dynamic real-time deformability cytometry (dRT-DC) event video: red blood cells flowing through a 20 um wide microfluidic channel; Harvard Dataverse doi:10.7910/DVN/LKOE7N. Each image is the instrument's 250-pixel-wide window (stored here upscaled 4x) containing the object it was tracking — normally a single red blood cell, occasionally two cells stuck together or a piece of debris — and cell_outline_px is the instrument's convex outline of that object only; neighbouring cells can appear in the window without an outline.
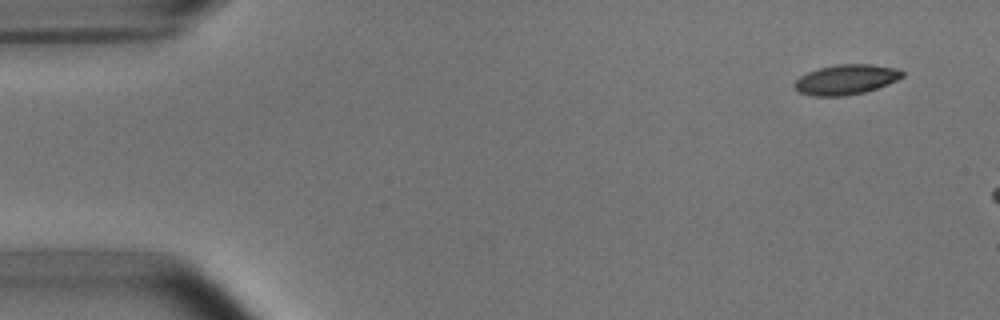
{"species": "common noctule bat (a hibernating species)", "species_latin": "Nyctalus noctula", "temperature_condition": "room temperature", "stored_images_in_passage": 3, "camera_frame_rate_fps": 3000, "um_per_image_px": 0.085, "animal": {"sex": "male", "body_mass_g": 15.6}, "frame": {"image": 1, "passage_image": 1, "time_ms": 0.0, "image_size_px": [1000, 320], "cell_outline_px": [[904, 76], [888, 84], [864, 92], [844, 96], [812, 96], [800, 92], [796, 88], [796, 80], [800, 76], [808, 72], [820, 68], [836, 64], [872, 64], [896, 68], [904, 72]], "centroid_in_image_um": [71.94, 6.75], "position_along_channel_um": 13.1, "area_um2": 18.67}}